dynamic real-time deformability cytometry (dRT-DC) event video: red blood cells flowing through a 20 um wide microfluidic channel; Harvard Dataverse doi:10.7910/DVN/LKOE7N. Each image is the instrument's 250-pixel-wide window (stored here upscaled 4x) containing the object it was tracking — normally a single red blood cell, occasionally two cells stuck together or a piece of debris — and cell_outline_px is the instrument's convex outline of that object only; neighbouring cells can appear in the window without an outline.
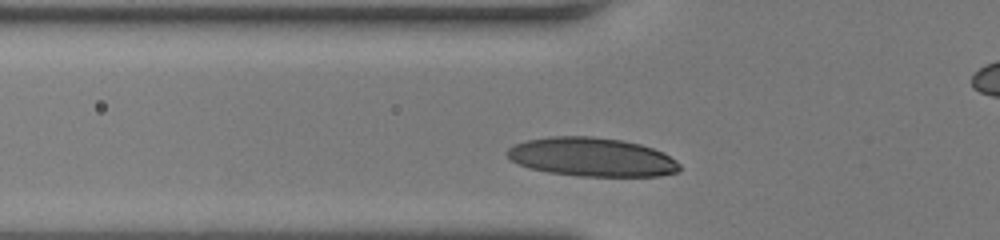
{"species": "human", "species_latin": "Homo sapiens", "temperature_condition": "room temperature", "stored_images_in_passage": 28, "camera_frame_rate_fps": 3000, "um_per_image_px": 0.085, "donor": {"sex": "female"}, "frame": {"image": 1, "passage_image": 4, "time_ms": 1.0, "image_size_px": [1000, 240], "cell_outline_px": [[680, 172], [660, 176], [580, 176], [548, 172], [532, 168], [520, 164], [512, 160], [504, 152], [508, 148], [516, 144], [528, 140], [548, 136], [592, 136], [620, 140], [640, 144], [652, 148], [676, 160], [680, 164]], "centroid_in_image_um": [50.31, 13.35], "position_along_channel_um": 75.5, "area_um2": 38.78}}
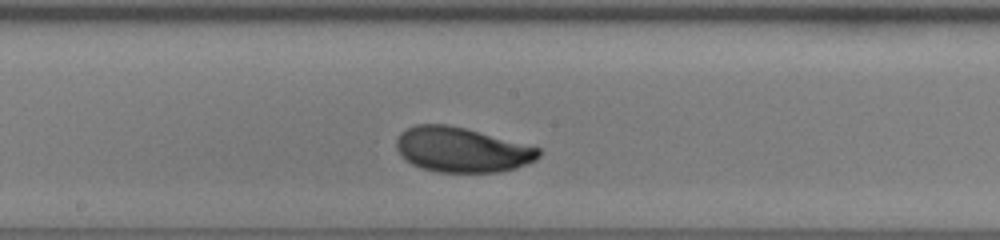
{"frame": {"image": 2, "passage_image": 14, "time_ms": 4.333, "image_size_px": [1000, 240], "cell_outline_px": [[540, 156], [536, 160], [516, 168], [500, 172], [436, 172], [420, 168], [412, 164], [396, 148], [396, 140], [400, 132], [416, 124], [448, 124], [464, 128], [540, 148]], "centroid_in_image_um": [39.24, 12.73], "position_along_channel_um": 209.0, "area_um2": 36.99}}
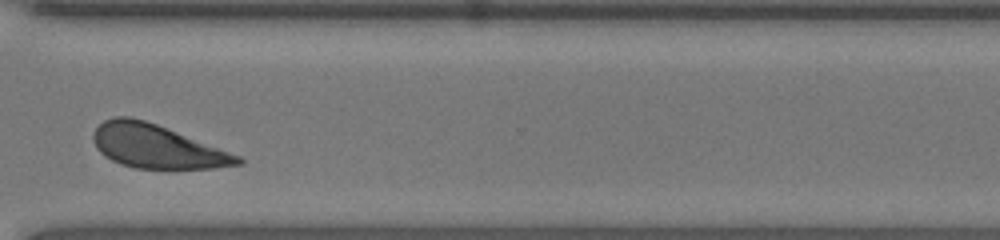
{"frame": {"image": 3, "passage_image": 25, "time_ms": 8.0, "image_size_px": [1000, 240], "cell_outline_px": [[244, 164], [212, 168], [136, 168], [120, 164], [104, 156], [96, 148], [92, 140], [92, 136], [96, 128], [104, 120], [112, 116], [128, 116], [144, 120], [156, 124], [240, 156], [244, 160]], "centroid_in_image_um": [13.28, 12.44], "position_along_channel_um": 357.3, "area_um2": 36.3}, "authors_computed_cell_mechanics": {"area_um2": 37.0209, "velocity_mm_per_s": 4.0219, "shape_relaxation_time_tau1_ms": 2.5769, "shape_relaxation_time_tau2_ms": null, "deformation_change_tau1": 0.1127, "deformation_change_tau2": null}}